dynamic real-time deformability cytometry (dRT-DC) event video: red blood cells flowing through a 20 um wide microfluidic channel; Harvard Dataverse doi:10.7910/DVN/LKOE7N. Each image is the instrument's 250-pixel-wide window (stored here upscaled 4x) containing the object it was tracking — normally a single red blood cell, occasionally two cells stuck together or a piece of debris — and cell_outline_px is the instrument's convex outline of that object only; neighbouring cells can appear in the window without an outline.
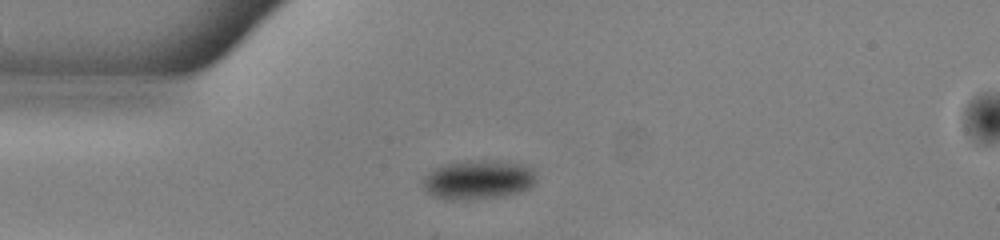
{"species": "common noctule bat (a hibernating species)", "species_latin": "Nyctalus noctula", "temperature_condition": "warm", "stored_images_in_passage": 17, "camera_frame_rate_fps": 3000, "um_per_image_px": 0.085, "animal": {"sex": "male", "body_mass_g": 13.0, "forearm_length_mm": 53.1}, "frame": {"image": 1, "passage_image": 1, "time_ms": 0.0, "image_size_px": [1000, 240], "cell_outline_px": [[536, 180], [528, 188], [504, 196], [460, 200], [444, 200], [432, 196], [424, 188], [420, 180], [428, 172], [440, 164], [468, 160], [492, 160], [528, 164], [536, 172]], "centroid_in_image_um": [40.6, 15.25], "position_along_channel_um": 44.4, "area_um2": 26.47}}
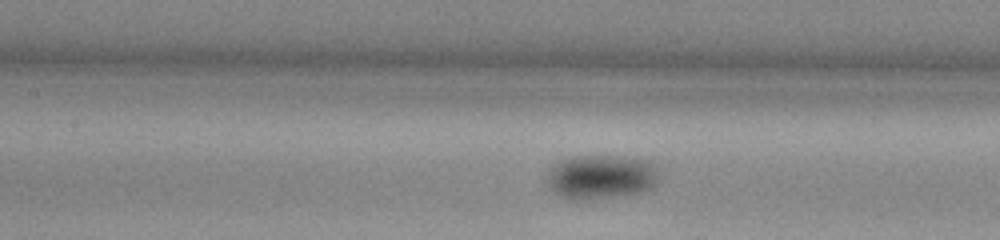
{"frame": {"image": 2, "passage_image": 11, "time_ms": 3.333, "image_size_px": [1000, 240], "cell_outline_px": [[660, 176], [652, 188], [640, 192], [592, 200], [568, 200], [552, 192], [548, 184], [548, 172], [552, 164], [560, 160], [572, 156], [620, 156], [640, 160], [656, 164]], "centroid_in_image_um": [51.06, 15.05], "position_along_channel_um": 156.3, "area_um2": 29.25}}
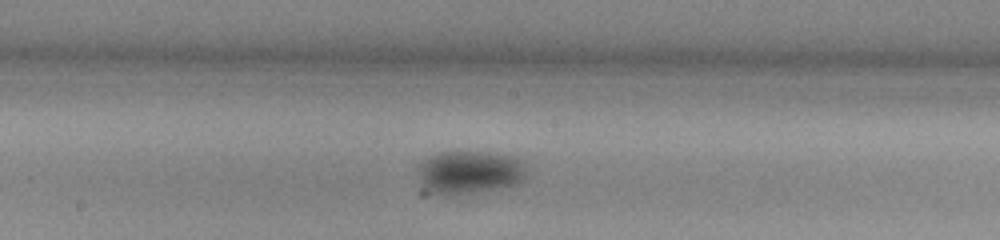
{"frame": {"image": 3, "passage_image": 15, "time_ms": 4.667, "image_size_px": [1000, 240], "cell_outline_px": [[524, 176], [520, 180], [512, 184], [496, 188], [452, 196], [440, 196], [432, 192], [420, 180], [416, 168], [428, 156], [436, 152], [468, 148], [512, 156], [520, 160], [524, 172]], "centroid_in_image_um": [39.8, 14.58], "position_along_channel_um": 208.4, "area_um2": 27.69}}